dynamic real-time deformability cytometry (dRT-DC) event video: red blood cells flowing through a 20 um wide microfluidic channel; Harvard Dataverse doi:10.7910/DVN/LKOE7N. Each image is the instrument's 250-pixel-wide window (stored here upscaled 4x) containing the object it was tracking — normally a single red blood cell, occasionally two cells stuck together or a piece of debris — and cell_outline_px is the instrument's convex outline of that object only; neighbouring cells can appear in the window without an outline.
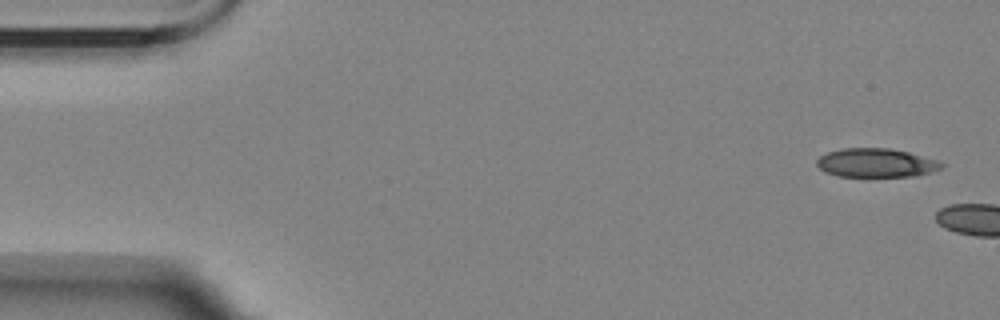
{"species": "Egyptian fruit bat (a non-hibernating species)", "species_latin": "Rousettus aegyptiacus", "temperature_condition": "room temperature", "stored_images_in_passage": 7, "camera_frame_rate_fps": 3000, "um_per_image_px": 0.085, "animal": {"sex": "female"}, "frame": {"image": 1, "passage_image": 1, "time_ms": 0.0, "image_size_px": [1000, 320], "cell_outline_px": [[944, 164], [940, 168], [928, 172], [912, 176], [840, 176], [824, 172], [816, 164], [816, 160], [820, 156], [828, 152], [840, 148], [888, 148], [908, 152], [936, 160]], "centroid_in_image_um": [74.4, 13.83], "position_along_channel_um": 10.6, "area_um2": 20.63}}
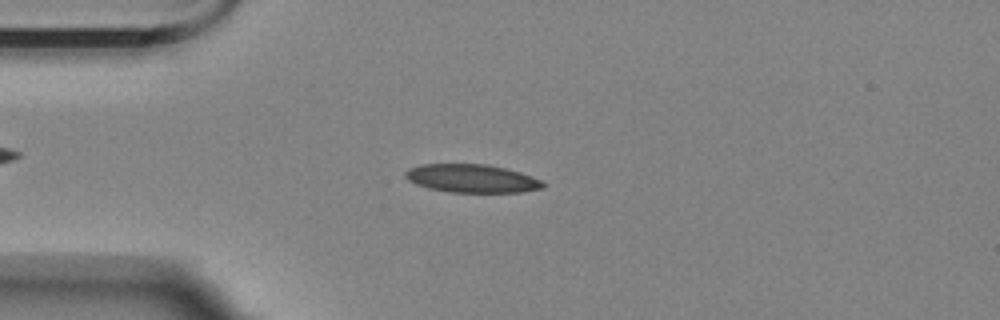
{"frame": {"image": 2, "passage_image": 5, "time_ms": 5.667, "image_size_px": [1000, 320], "cell_outline_px": [[544, 188], [520, 192], [448, 192], [428, 188], [416, 184], [408, 180], [404, 176], [404, 172], [408, 168], [420, 164], [484, 164], [504, 168], [520, 172], [540, 180], [544, 184]], "centroid_in_image_um": [40.05, 15.17], "position_along_channel_um": 45.0, "area_um2": 22.6}}
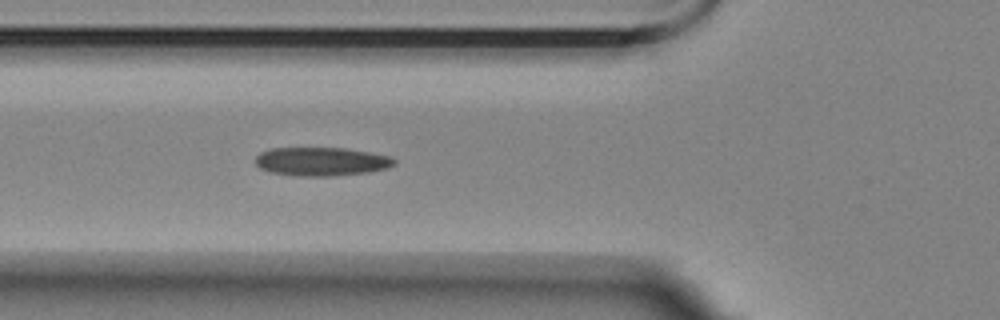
{"frame": {"image": 3, "passage_image": 7, "time_ms": 7.667, "image_size_px": [1000, 320], "cell_outline_px": [[396, 164], [388, 168], [368, 172], [332, 176], [296, 176], [272, 172], [260, 168], [256, 164], [256, 156], [260, 152], [272, 148], [344, 148], [392, 156], [396, 160]], "centroid_in_image_um": [27.35, 13.73], "position_along_channel_um": 98.5, "area_um2": 23.18}}